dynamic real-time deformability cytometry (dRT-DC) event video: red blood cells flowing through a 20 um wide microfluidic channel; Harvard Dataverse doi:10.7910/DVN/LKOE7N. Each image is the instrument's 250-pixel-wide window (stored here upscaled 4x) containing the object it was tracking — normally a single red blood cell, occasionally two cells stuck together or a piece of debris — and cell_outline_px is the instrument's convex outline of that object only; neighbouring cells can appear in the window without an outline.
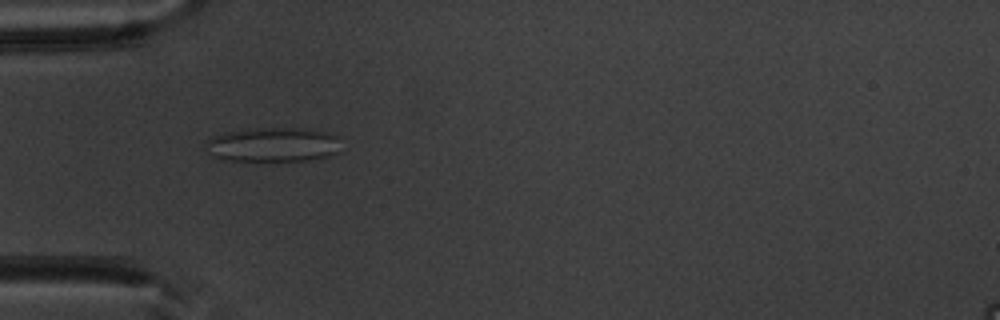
{"species": "common noctule bat (a hibernating species)", "species_latin": "Nyctalus noctula", "temperature_condition": "warm", "stored_images_in_passage": 46, "camera_frame_rate_fps": 3000, "um_per_image_px": 0.085, "animal": {"sex": "male", "body_mass_g": 20.1, "forearm_length_mm": 53.5}, "frame": {"image": 1, "passage_image": 11, "time_ms": 3.333, "image_size_px": [1000, 320], "cell_outline_px": [[340, 152], [328, 156], [308, 160], [216, 160], [208, 152], [208, 140], [212, 136], [224, 132], [256, 128], [308, 128], [340, 136]], "centroid_in_image_um": [23.24, 12.29], "position_along_channel_um": 61.8, "area_um2": 27.28}}
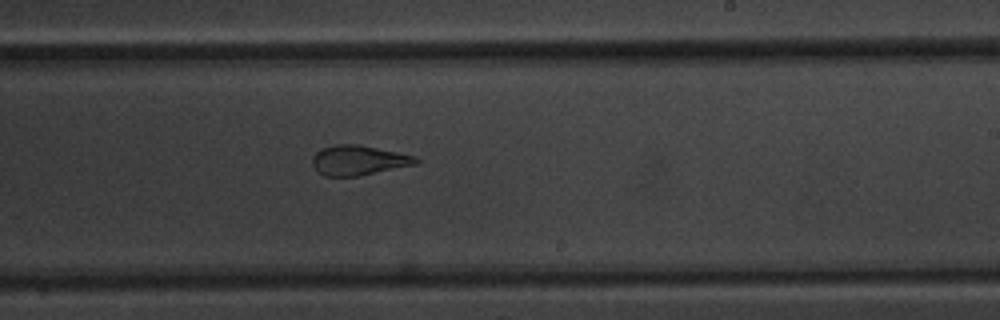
{"frame": {"image": 2, "passage_image": 26, "time_ms": 8.333, "image_size_px": [1000, 320], "cell_outline_px": [[420, 160], [416, 164], [360, 176], [324, 176], [316, 172], [312, 164], [312, 156], [320, 148], [336, 144], [360, 144], [416, 156]], "centroid_in_image_um": [30.44, 13.62], "position_along_channel_um": 258.6, "area_um2": 18.26}}
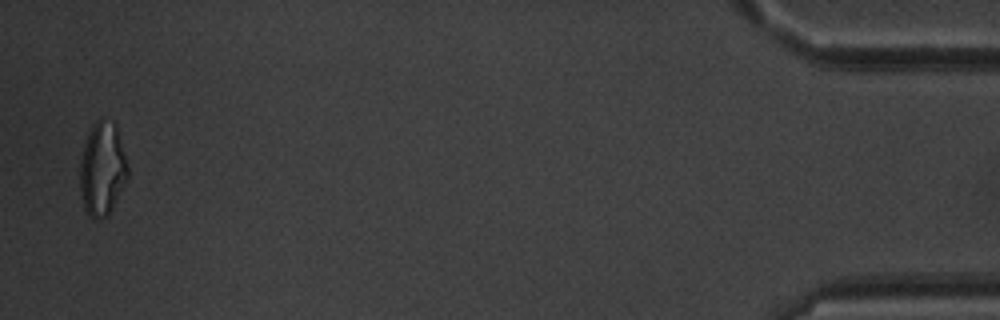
{"frame": {"image": 3, "passage_image": 45, "time_ms": 14.667, "image_size_px": [1000, 320], "cell_outline_px": [[128, 176], [108, 216], [100, 220], [92, 220], [88, 216], [84, 208], [80, 196], [80, 160], [84, 144], [88, 132], [92, 124], [100, 116], [104, 116], [116, 124], [128, 168]], "centroid_in_image_um": [8.67, 14.36], "position_along_channel_um": 426.5, "area_um2": 26.47}, "authors_computed_cell_mechanics": {"area_um2": 21.7617, "velocity_mm_per_s": 3.9763, "shape_relaxation_time_tau1_ms": null, "shape_relaxation_time_tau2_ms": 0.79, "deformation_change_tau1": null, "deformation_change_tau2": 0.0791}}